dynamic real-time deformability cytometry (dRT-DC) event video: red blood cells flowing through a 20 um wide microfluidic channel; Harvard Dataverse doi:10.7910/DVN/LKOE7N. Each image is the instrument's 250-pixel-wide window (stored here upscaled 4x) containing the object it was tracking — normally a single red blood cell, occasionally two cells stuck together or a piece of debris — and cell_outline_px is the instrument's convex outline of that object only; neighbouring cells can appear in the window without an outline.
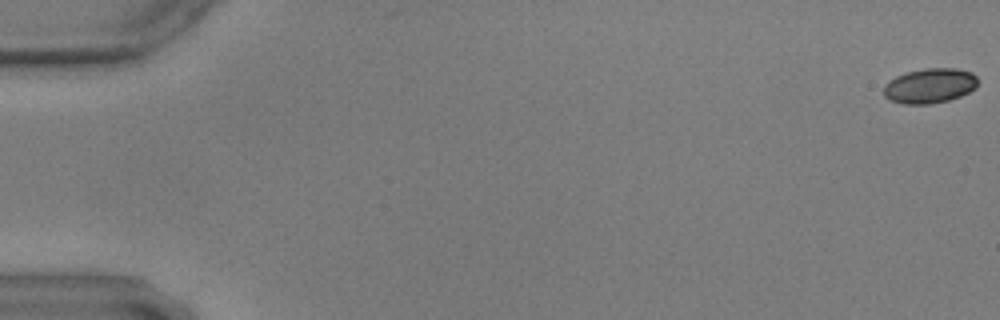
{"species": "common noctule bat (a hibernating species)", "species_latin": "Nyctalus noctula", "temperature_condition": "warm", "stored_images_in_passage": 39, "camera_frame_rate_fps": 3000, "um_per_image_px": 0.085, "animal": {"sex": "male", "body_mass_g": 17.9, "forearm_length_mm": 54.2}, "frame": {"image": 1, "passage_image": 1, "time_ms": 0.0, "image_size_px": [1000, 320], "cell_outline_px": [[976, 88], [960, 96], [948, 100], [928, 104], [904, 104], [888, 100], [884, 96], [884, 84], [888, 80], [896, 76], [908, 72], [924, 68], [956, 68], [972, 72], [976, 76]], "centroid_in_image_um": [79.0, 7.29], "position_along_channel_um": 6.0, "area_um2": 19.19}}
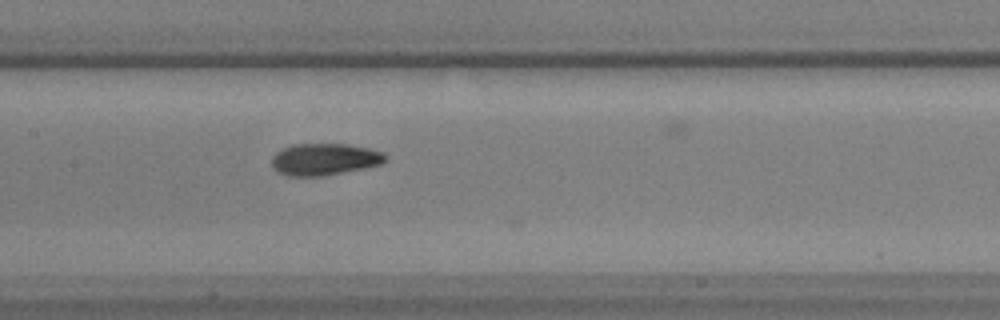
{"frame": {"image": 2, "passage_image": 30, "time_ms": 9.667, "image_size_px": [1000, 320], "cell_outline_px": [[388, 160], [384, 164], [364, 168], [320, 176], [288, 176], [272, 168], [272, 156], [276, 152], [292, 144], [348, 144], [368, 148], [384, 152], [388, 156]], "centroid_in_image_um": [27.62, 13.53], "position_along_channel_um": 179.8, "area_um2": 21.21}}
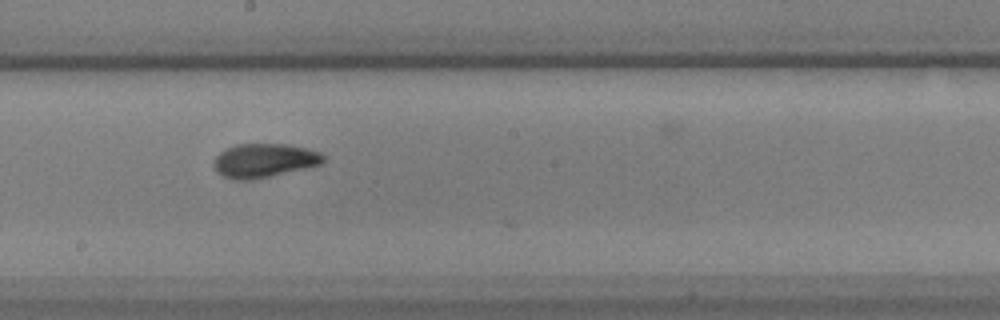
{"frame": {"image": 3, "passage_image": 34, "time_ms": 11.0, "image_size_px": [1000, 320], "cell_outline_px": [[324, 160], [320, 164], [304, 168], [252, 180], [232, 180], [216, 172], [212, 164], [212, 160], [224, 148], [236, 144], [288, 144], [308, 148], [320, 152], [324, 156]], "centroid_in_image_um": [22.39, 13.63], "position_along_channel_um": 225.8, "area_um2": 21.79}}